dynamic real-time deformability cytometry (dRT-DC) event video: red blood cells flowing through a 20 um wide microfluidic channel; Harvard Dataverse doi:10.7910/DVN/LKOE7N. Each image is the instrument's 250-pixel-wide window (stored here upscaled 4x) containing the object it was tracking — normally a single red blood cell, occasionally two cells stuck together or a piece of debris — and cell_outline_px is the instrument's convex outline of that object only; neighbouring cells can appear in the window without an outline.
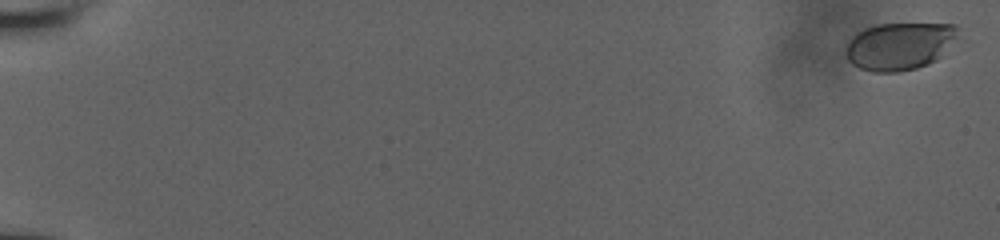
{"species": "human", "species_latin": "Homo sapiens", "temperature_condition": "room temperature", "stored_images_in_passage": 13, "camera_frame_rate_fps": 3000, "um_per_image_px": 0.085, "donor": {"sex": "male"}, "frame": {"image": 1, "passage_image": 1, "time_ms": 0.0, "image_size_px": [1000, 240], "cell_outline_px": [[960, 28], [956, 36], [940, 56], [936, 60], [928, 64], [916, 68], [896, 72], [872, 72], [860, 68], [852, 64], [848, 60], [848, 44], [852, 36], [864, 28], [876, 24], [956, 24]], "centroid_in_image_um": [76.45, 3.91], "position_along_channel_um": 8.5, "area_um2": 30.69}}
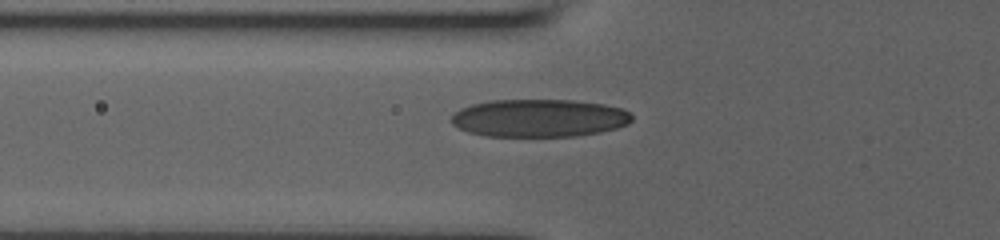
{"frame": {"image": 2, "passage_image": 11, "time_ms": 7.333, "image_size_px": [1000, 240], "cell_outline_px": [[632, 120], [628, 124], [616, 128], [600, 132], [576, 136], [484, 136], [468, 132], [452, 124], [452, 116], [460, 108], [472, 104], [492, 100], [572, 100], [604, 104], [620, 108], [628, 112], [632, 116]], "centroid_in_image_um": [45.83, 10.04], "position_along_channel_um": 80.0, "area_um2": 39.71}}
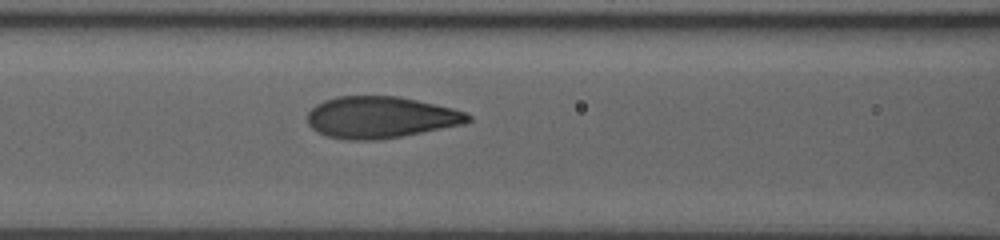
{"frame": {"image": 3, "passage_image": 13, "time_ms": 8.667, "image_size_px": [1000, 240], "cell_outline_px": [[472, 120], [464, 124], [400, 136], [376, 140], [352, 140], [328, 136], [312, 128], [308, 124], [308, 112], [316, 104], [324, 100], [336, 96], [396, 96], [416, 100], [452, 108], [464, 112], [472, 116]], "centroid_in_image_um": [32.34, 9.96], "position_along_channel_um": 134.3, "area_um2": 38.61}}